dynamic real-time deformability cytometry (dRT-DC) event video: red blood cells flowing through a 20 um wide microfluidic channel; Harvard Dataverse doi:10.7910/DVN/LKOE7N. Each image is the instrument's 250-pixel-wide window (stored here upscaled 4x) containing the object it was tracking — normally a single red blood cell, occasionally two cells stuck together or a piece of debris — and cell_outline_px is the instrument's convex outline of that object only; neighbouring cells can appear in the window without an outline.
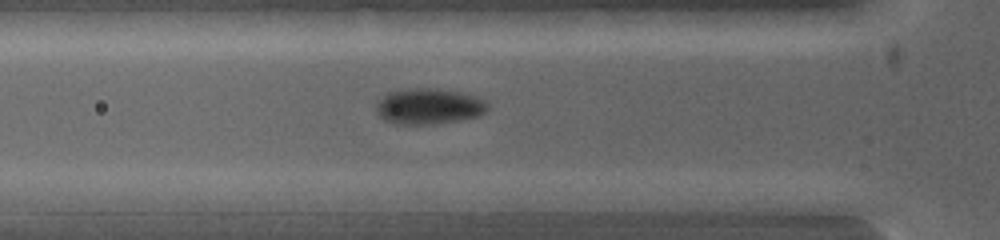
{"species": "common noctule bat (a hibernating species)", "species_latin": "Nyctalus noctula", "temperature_condition": "warm", "stored_images_in_passage": 11, "segment_of_instrument_passage": [1, 2], "camera_frame_rate_fps": 5000, "um_per_image_px": 0.085, "animal": {"sex": "female", "body_mass_g": 19.0, "forearm_length_mm": 53.3}, "frame": {"image": 1, "passage_image": 7, "time_ms": 1.0, "image_size_px": [1000, 240], "cell_outline_px": [[480, 200], [472, 212], [468, 216], [436, 216], [404, 212], [416, 192], [452, 192]], "centroid_in_image_um": [37.55, 17.36], "position_along_channel_um": 88.3, "area_um2": 10.4}}